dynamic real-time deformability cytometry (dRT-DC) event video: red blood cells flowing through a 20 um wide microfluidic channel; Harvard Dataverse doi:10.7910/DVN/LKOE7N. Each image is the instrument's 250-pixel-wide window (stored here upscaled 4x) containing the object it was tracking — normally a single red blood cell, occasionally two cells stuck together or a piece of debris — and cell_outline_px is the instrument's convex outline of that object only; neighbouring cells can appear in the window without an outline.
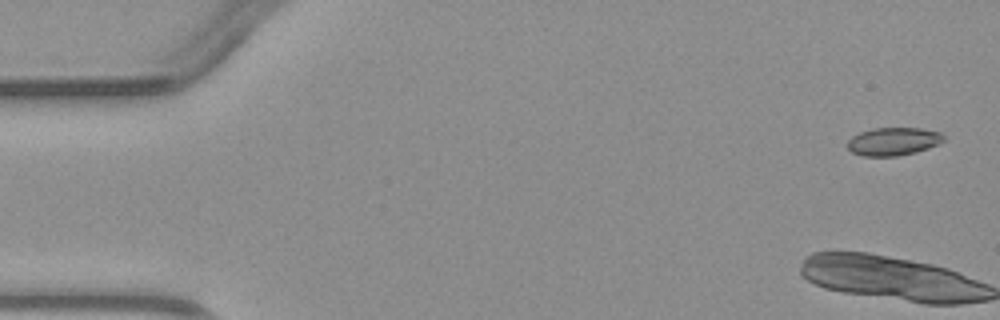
{"species": "common noctule bat (a hibernating species)", "species_latin": "Nyctalus noctula", "temperature_condition": "warm", "stored_images_in_passage": 6, "camera_frame_rate_fps": 3000, "um_per_image_px": 0.085, "animal": {"sex": "male", "body_mass_g": 23.1, "forearm_length_mm": 52.7}, "frame": {"image": 1, "passage_image": 1, "time_ms": 0.0, "image_size_px": [1000, 320], "cell_outline_px": [[944, 140], [928, 148], [916, 152], [896, 156], [864, 156], [852, 152], [848, 148], [848, 140], [852, 136], [860, 132], [872, 128], [920, 128], [940, 132], [944, 136]], "centroid_in_image_um": [75.91, 12.02], "position_along_channel_um": 9.1, "area_um2": 15.61}}
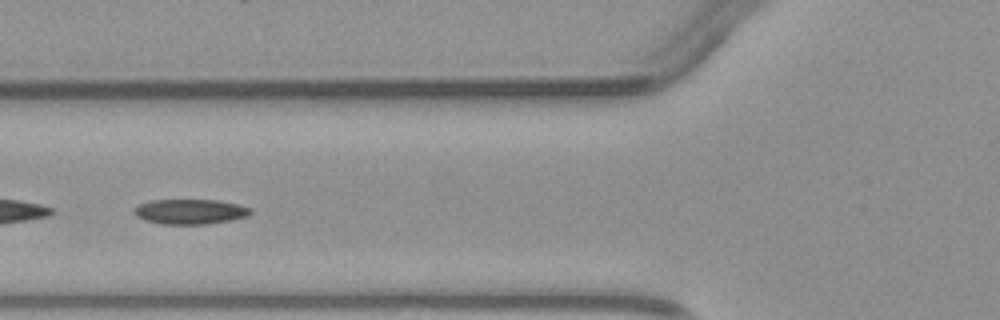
{"frame": {"image": 2, "passage_image": 6, "time_ms": 6.0, "image_size_px": [1000, 320], "cell_outline_px": [[252, 212], [248, 216], [232, 220], [204, 224], [160, 224], [144, 220], [136, 216], [132, 212], [132, 208], [140, 204], [152, 200], [216, 200], [240, 204], [252, 208]], "centroid_in_image_um": [16.16, 17.99], "position_along_channel_um": 109.6, "area_um2": 17.17}}